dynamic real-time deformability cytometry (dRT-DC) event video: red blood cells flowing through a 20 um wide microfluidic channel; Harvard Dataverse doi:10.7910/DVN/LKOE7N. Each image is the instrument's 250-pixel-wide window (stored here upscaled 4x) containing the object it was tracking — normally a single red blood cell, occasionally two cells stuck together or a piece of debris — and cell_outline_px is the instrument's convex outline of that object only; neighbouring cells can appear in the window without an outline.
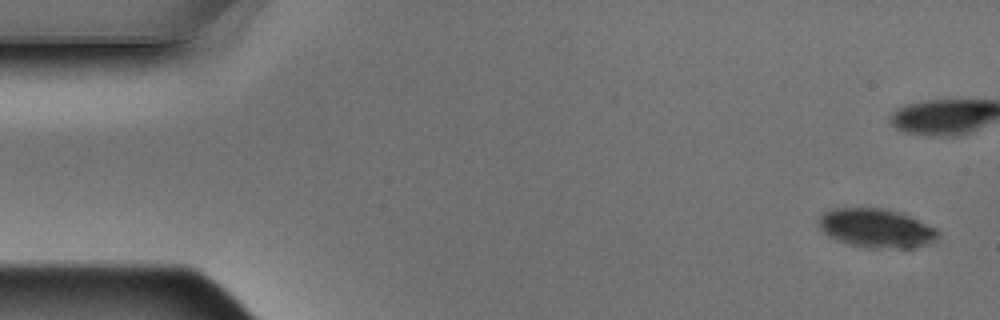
{"species": "Egyptian fruit bat (a non-hibernating species)", "species_latin": "Rousettus aegyptiacus", "temperature_condition": "warm", "stored_images_in_passage": 6, "camera_frame_rate_fps": 3000, "um_per_image_px": 0.085, "animal": {"sex": "male"}, "frame": {"image": 1, "passage_image": 1, "time_ms": 0.0, "image_size_px": [1000, 320], "cell_outline_px": [[936, 244], [912, 248], [868, 248], [836, 240], [824, 232], [820, 228], [820, 216], [824, 212], [832, 208], [880, 208], [896, 212], [908, 216], [936, 228]], "centroid_in_image_um": [74.51, 19.42], "position_along_channel_um": 10.5, "area_um2": 26.82}}
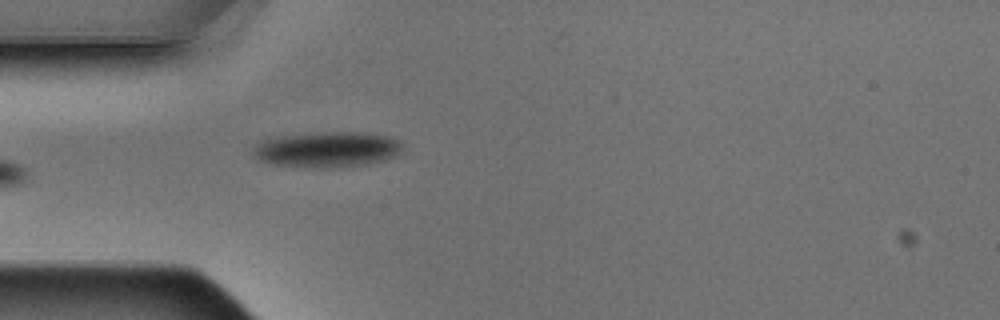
{"frame": {"image": 2, "passage_image": 6, "time_ms": 1.667, "image_size_px": [1000, 320], "cell_outline_px": [[400, 152], [396, 156], [384, 160], [368, 164], [328, 168], [320, 168], [272, 164], [260, 160], [252, 152], [252, 148], [268, 140], [284, 136], [320, 132], [360, 132], [388, 136], [400, 140]], "centroid_in_image_um": [27.87, 12.71], "position_along_channel_um": 57.1, "area_um2": 30.52}}